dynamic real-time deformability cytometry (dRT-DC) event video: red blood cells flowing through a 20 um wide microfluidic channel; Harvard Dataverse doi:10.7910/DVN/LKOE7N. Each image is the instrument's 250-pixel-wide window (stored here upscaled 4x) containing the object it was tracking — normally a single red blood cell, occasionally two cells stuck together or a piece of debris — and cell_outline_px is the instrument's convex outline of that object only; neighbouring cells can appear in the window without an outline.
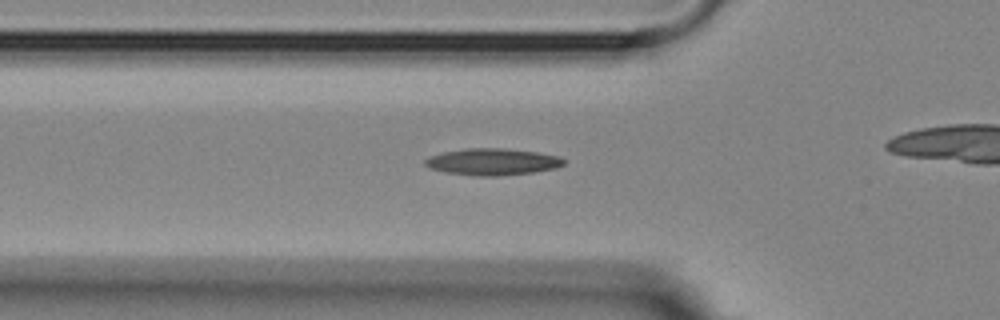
{"species": "Egyptian fruit bat (a non-hibernating species)", "species_latin": "Rousettus aegyptiacus", "temperature_condition": "room temperature", "stored_images_in_passage": 28, "camera_frame_rate_fps": 3000, "um_per_image_px": 0.085, "animal": {"sex": "female"}, "frame": {"image": 1, "passage_image": 2, "time_ms": 0.333, "image_size_px": [1000, 320], "cell_outline_px": [[564, 164], [556, 168], [532, 172], [496, 176], [480, 176], [444, 172], [432, 168], [424, 164], [424, 160], [432, 156], [444, 152], [464, 148], [504, 148], [536, 152], [560, 156], [564, 160]], "centroid_in_image_um": [41.87, 13.75], "position_along_channel_um": 83.9, "area_um2": 21.39}}
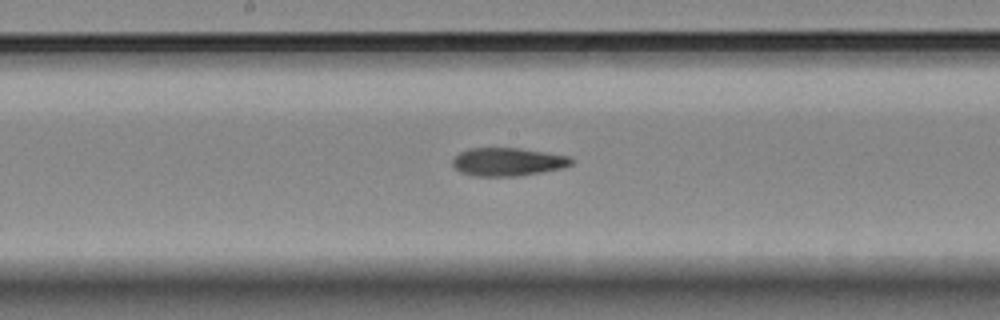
{"frame": {"image": 2, "passage_image": 12, "time_ms": 3.667, "image_size_px": [1000, 320], "cell_outline_px": [[572, 164], [560, 168], [540, 172], [516, 176], [472, 176], [460, 172], [452, 164], [452, 160], [460, 152], [468, 148], [520, 148], [568, 156], [572, 160]], "centroid_in_image_um": [43.11, 13.75], "position_along_channel_um": 205.1, "area_um2": 19.31}}
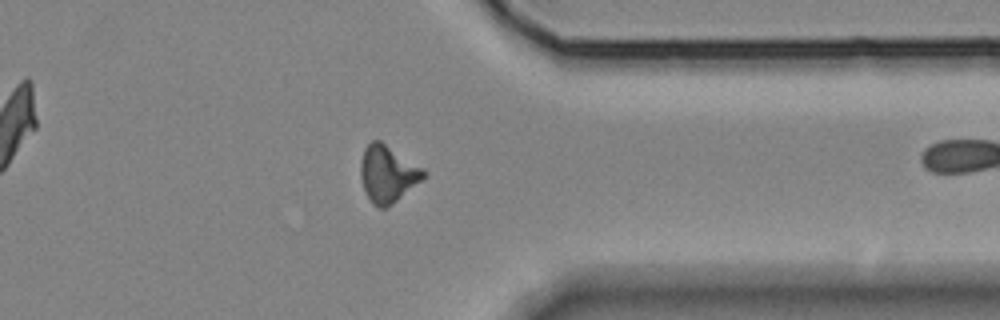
{"frame": {"image": 3, "passage_image": 27, "time_ms": 8.667, "image_size_px": [1000, 320], "cell_outline_px": [[424, 176], [420, 180], [396, 200], [384, 208], [380, 208], [372, 204], [364, 188], [360, 176], [360, 160], [364, 148], [372, 140], [380, 140], [424, 168]], "centroid_in_image_um": [32.9, 14.74], "position_along_channel_um": 378.5, "area_um2": 20.46}}